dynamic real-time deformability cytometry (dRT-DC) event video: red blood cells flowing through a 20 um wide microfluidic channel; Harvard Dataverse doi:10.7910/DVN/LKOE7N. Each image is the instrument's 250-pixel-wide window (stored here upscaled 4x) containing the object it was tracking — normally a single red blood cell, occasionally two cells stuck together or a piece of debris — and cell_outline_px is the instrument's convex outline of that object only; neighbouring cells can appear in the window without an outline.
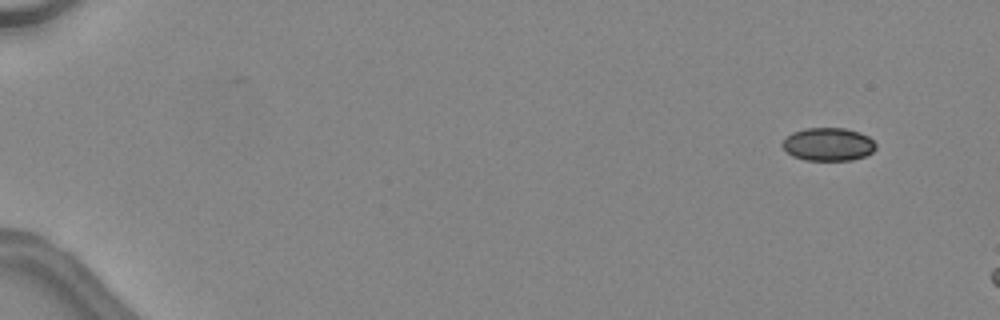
{"species": "common noctule bat (a hibernating species)", "species_latin": "Nyctalus noctula", "temperature_condition": "warm", "stored_images_in_passage": 6, "camera_frame_rate_fps": 3000, "um_per_image_px": 0.085, "animal": {"sex": "female", "body_mass_g": 24.6, "forearm_length_mm": 56.2}, "frame": {"image": 1, "passage_image": 1, "time_ms": 0.0, "image_size_px": [1000, 320], "cell_outline_px": [[876, 148], [872, 152], [864, 156], [852, 160], [804, 160], [792, 156], [780, 144], [792, 132], [804, 128], [844, 128], [860, 132], [868, 136], [876, 144]], "centroid_in_image_um": [70.4, 12.26], "position_along_channel_um": 14.6, "area_um2": 18.03}}